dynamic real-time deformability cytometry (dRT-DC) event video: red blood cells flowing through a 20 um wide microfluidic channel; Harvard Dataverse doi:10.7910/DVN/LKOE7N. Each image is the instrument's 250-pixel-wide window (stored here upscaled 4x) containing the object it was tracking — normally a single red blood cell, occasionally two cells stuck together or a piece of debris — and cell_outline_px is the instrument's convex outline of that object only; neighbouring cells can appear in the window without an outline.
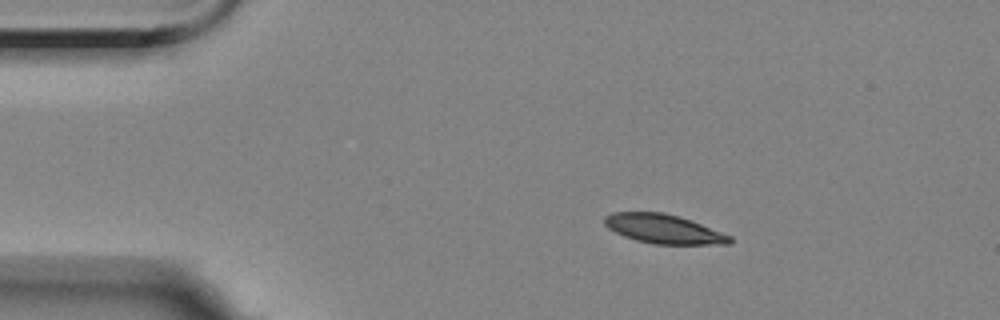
{"species": "Egyptian fruit bat (a non-hibernating species)", "species_latin": "Rousettus aegyptiacus", "temperature_condition": "room temperature", "stored_images_in_passage": 4, "segment_of_instrument_passage": [1, 2], "camera_frame_rate_fps": 3000, "um_per_image_px": 0.085, "animal": {"sex": "female"}, "frame": {"image": 1, "passage_image": 2, "time_ms": 1.0, "image_size_px": [1000, 320], "cell_outline_px": [[732, 244], [652, 244], [636, 240], [624, 236], [608, 228], [604, 224], [604, 216], [612, 212], [664, 212], [680, 216], [692, 220], [732, 236]], "centroid_in_image_um": [56.42, 19.45], "position_along_channel_um": 28.6, "area_um2": 21.44}}